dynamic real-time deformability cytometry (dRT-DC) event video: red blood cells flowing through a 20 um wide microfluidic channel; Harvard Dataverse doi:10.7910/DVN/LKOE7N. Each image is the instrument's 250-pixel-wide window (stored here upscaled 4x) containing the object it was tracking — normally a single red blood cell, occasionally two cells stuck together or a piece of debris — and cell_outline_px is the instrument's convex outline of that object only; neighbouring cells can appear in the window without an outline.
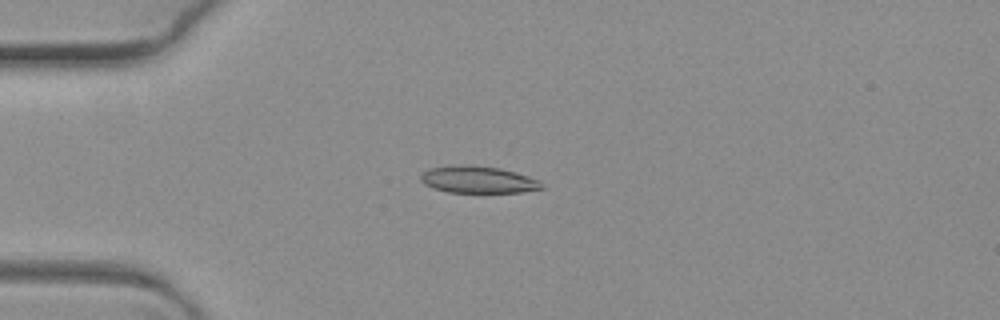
{"species": "common noctule bat (a hibernating species)", "species_latin": "Nyctalus noctula", "temperature_condition": "warm", "stored_images_in_passage": 6, "camera_frame_rate_fps": 3000, "um_per_image_px": 0.085, "animal": {"sex": "female", "body_mass_g": 19.3, "forearm_length_mm": 54.1}, "frame": {"image": 1, "passage_image": 5, "time_ms": 1.333, "image_size_px": [1000, 320], "cell_outline_px": [[544, 188], [520, 192], [448, 192], [432, 188], [424, 184], [420, 180], [420, 176], [428, 168], [452, 164], [464, 164], [500, 168], [516, 172], [540, 180]], "centroid_in_image_um": [40.6, 15.25], "position_along_channel_um": 44.4, "area_um2": 19.19}}